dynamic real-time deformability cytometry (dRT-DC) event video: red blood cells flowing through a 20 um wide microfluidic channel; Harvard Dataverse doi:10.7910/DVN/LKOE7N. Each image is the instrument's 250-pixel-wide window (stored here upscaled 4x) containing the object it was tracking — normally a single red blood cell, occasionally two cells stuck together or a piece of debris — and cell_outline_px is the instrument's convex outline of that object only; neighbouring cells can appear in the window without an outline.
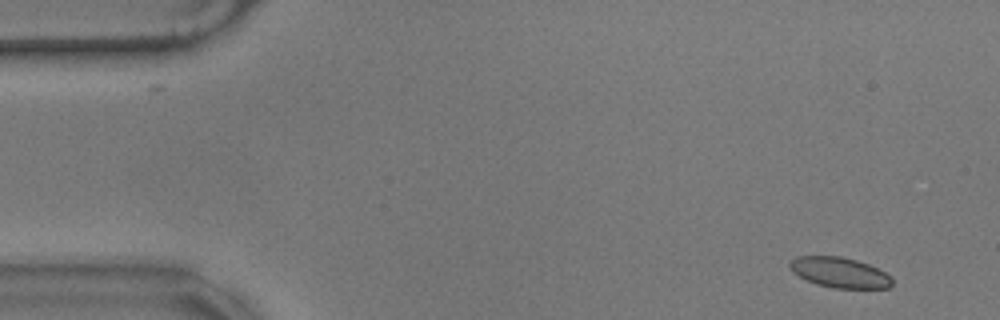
{"species": "common noctule bat (a hibernating species)", "species_latin": "Nyctalus noctula", "temperature_condition": "warm", "stored_images_in_passage": 45, "camera_frame_rate_fps": 3000, "um_per_image_px": 0.085, "animal": {"sex": "male", "body_mass_g": 17.9}, "frame": {"image": 1, "passage_image": 3, "time_ms": 0.667, "image_size_px": [1000, 320], "cell_outline_px": [[892, 284], [888, 288], [832, 288], [816, 284], [792, 272], [788, 264], [796, 256], [840, 256], [856, 260], [868, 264], [892, 276]], "centroid_in_image_um": [71.37, 23.16], "position_along_channel_um": 13.6, "area_um2": 18.03}}
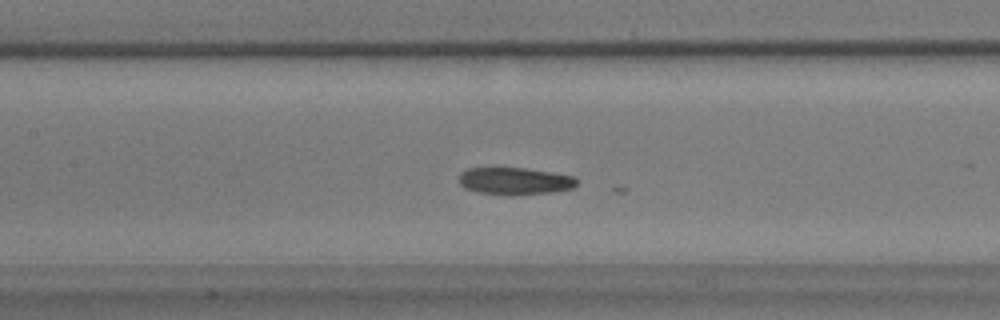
{"frame": {"image": 2, "passage_image": 25, "time_ms": 8.0, "image_size_px": [1000, 320], "cell_outline_px": [[576, 184], [572, 188], [552, 192], [512, 196], [508, 196], [476, 192], [464, 188], [460, 184], [460, 172], [468, 168], [524, 168], [576, 176]], "centroid_in_image_um": [43.73, 15.4], "position_along_channel_um": 163.7, "area_um2": 18.84}}
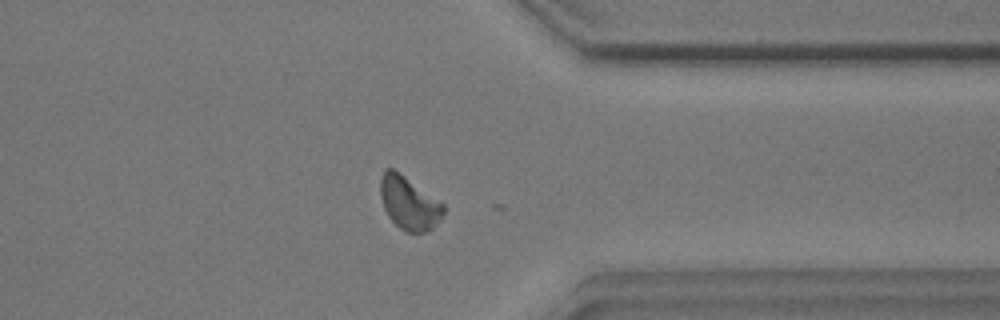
{"frame": {"image": 3, "passage_image": 44, "time_ms": 14.333, "image_size_px": [1000, 320], "cell_outline_px": [[444, 212], [440, 220], [428, 232], [404, 232], [388, 216], [384, 208], [380, 196], [380, 180], [384, 168], [392, 168], [404, 176], [444, 204]], "centroid_in_image_um": [34.75, 17.27], "position_along_channel_um": 376.7, "area_um2": 19.36}, "authors_computed_cell_mechanics": {"area_um2": 18.9006, "velocity_mm_per_s": 3.4731, "shape_relaxation_time_tau1_ms": 10.9979, "shape_relaxation_time_tau2_ms": null, "deformation_change_tau1": null, "deformation_change_tau2": null}}